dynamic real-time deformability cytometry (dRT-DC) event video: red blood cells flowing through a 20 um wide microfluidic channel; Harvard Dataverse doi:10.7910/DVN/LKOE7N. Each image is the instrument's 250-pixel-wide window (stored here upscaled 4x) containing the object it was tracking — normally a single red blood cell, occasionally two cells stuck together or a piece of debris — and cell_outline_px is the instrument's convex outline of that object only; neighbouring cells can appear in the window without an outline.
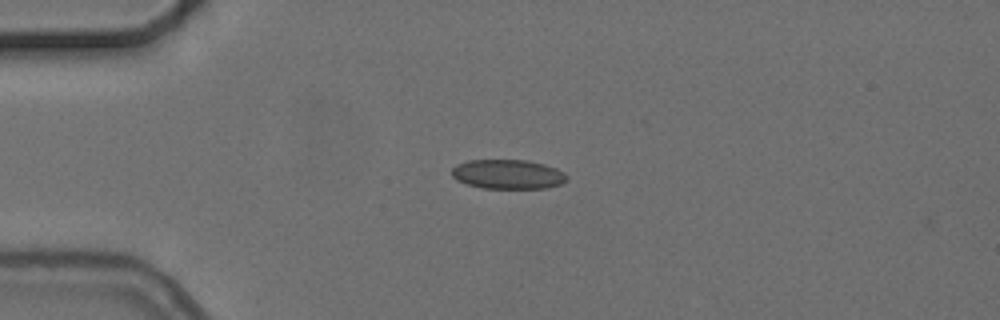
{"species": "common noctule bat (a hibernating species)", "species_latin": "Nyctalus noctula", "temperature_condition": "cold", "stored_images_in_passage": 1, "camera_frame_rate_fps": 3000, "um_per_image_px": 0.085, "animal": {"sex": "female", "body_mass_g": 24.6, "forearm_length_mm": 56.2}, "frame": {"image": 1, "passage_image": 1, "time_ms": 0.0, "image_size_px": [1000, 320], "cell_outline_px": [[568, 180], [560, 184], [548, 188], [480, 188], [456, 180], [452, 176], [452, 168], [456, 164], [468, 160], [528, 160], [544, 164], [556, 168], [564, 172], [568, 176]], "centroid_in_image_um": [43.18, 14.81], "position_along_channel_um": 41.8, "area_um2": 19.88}}